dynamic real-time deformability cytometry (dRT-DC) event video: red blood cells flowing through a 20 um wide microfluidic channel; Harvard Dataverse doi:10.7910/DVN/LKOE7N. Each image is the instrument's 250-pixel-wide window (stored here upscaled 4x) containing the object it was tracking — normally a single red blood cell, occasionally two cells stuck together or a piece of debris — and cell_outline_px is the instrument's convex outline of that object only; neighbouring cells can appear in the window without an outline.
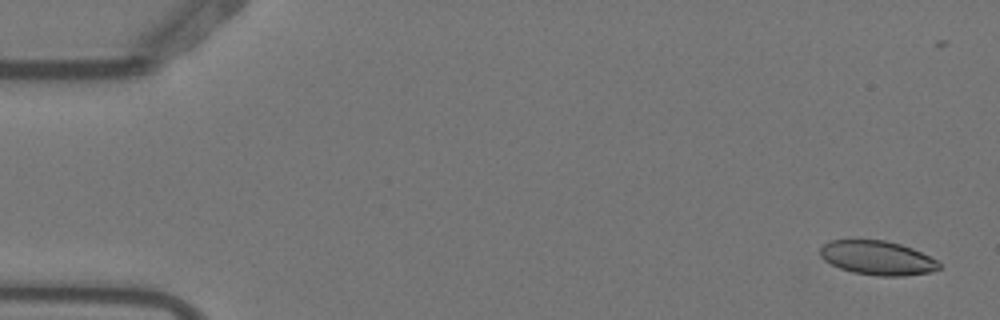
{"species": "Egyptian fruit bat (a non-hibernating species)", "species_latin": "Rousettus aegyptiacus", "temperature_condition": "warm", "stored_images_in_passage": 4, "camera_frame_rate_fps": 3000, "um_per_image_px": 0.085, "animal": {"sex": "female"}, "frame": {"image": 1, "passage_image": 1, "time_ms": 0.0, "image_size_px": [1000, 320], "cell_outline_px": [[940, 268], [932, 272], [904, 276], [880, 276], [852, 272], [840, 268], [824, 260], [820, 256], [820, 248], [828, 240], [884, 240], [900, 244], [912, 248], [936, 260], [940, 264]], "centroid_in_image_um": [74.57, 21.92], "position_along_channel_um": 10.4, "area_um2": 23.58}}
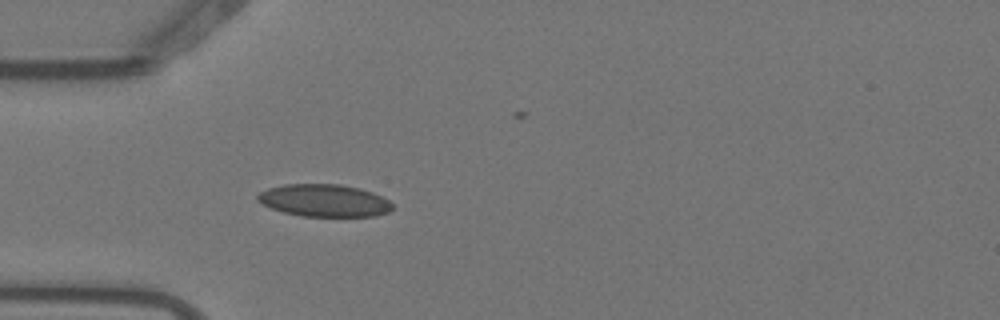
{"frame": {"image": 2, "passage_image": 4, "time_ms": 1.0, "image_size_px": [1000, 320], "cell_outline_px": [[392, 208], [388, 212], [376, 216], [300, 216], [284, 212], [260, 204], [256, 200], [256, 196], [260, 192], [268, 188], [284, 184], [340, 184], [360, 188], [372, 192], [388, 200], [392, 204]], "centroid_in_image_um": [27.53, 17.04], "position_along_channel_um": 57.5, "area_um2": 25.49}}